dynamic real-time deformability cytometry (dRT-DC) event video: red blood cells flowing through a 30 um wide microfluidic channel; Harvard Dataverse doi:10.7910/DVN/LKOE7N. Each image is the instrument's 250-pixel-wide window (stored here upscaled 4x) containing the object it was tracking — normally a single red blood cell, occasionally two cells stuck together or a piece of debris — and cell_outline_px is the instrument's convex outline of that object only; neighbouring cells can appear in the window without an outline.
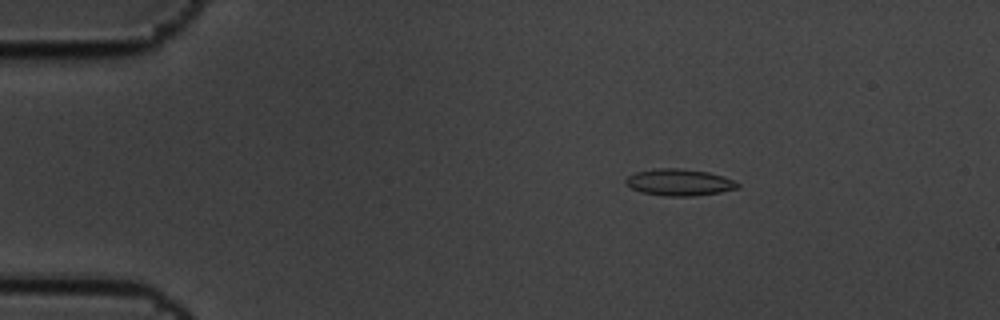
{"species": "common noctule bat (a hibernating species)", "species_latin": "Nyctalus noctula", "temperature_condition": "cold", "stored_images_in_passage": 5, "camera_frame_rate_fps": 3000, "um_per_image_px": 0.085, "animal": {"sex": "male", "body_mass_g": 19.5, "forearm_length_mm": 54.6}, "frame": {"image": 1, "passage_image": 3, "time_ms": 0.667, "image_size_px": [1000, 320], "cell_outline_px": [[740, 184], [736, 188], [720, 192], [696, 196], [668, 196], [640, 192], [624, 184], [624, 180], [628, 176], [636, 172], [656, 168], [676, 168], [708, 172], [724, 176]], "centroid_in_image_um": [57.7, 15.5], "position_along_channel_um": 27.3, "area_um2": 17.34}}